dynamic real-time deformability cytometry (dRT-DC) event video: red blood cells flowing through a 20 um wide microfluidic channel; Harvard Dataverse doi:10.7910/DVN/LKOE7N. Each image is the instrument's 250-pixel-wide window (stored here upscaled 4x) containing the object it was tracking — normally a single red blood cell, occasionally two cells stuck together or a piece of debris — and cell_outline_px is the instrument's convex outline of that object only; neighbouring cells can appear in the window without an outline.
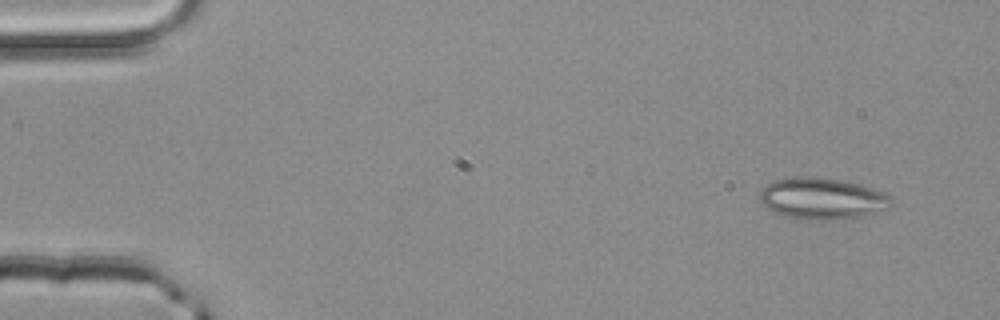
{"species": "common noctule bat (a hibernating species)", "species_latin": "Nyctalus noctula", "temperature_condition": "room temperature", "stored_images_in_passage": 3, "camera_frame_rate_fps": 3000, "um_per_image_px": 0.085, "animal": {"sex": "male", "body_mass_g": 20.4}, "frame": {"image": 1, "passage_image": 1, "time_ms": 0.0, "image_size_px": [1000, 320], "cell_outline_px": [[892, 204], [888, 208], [864, 216], [828, 220], [808, 220], [784, 216], [772, 212], [764, 208], [760, 204], [760, 188], [776, 180], [796, 176], [816, 176], [840, 180], [856, 184], [884, 192], [892, 196]], "centroid_in_image_um": [69.84, 16.88], "position_along_channel_um": 15.2, "area_um2": 32.08}}